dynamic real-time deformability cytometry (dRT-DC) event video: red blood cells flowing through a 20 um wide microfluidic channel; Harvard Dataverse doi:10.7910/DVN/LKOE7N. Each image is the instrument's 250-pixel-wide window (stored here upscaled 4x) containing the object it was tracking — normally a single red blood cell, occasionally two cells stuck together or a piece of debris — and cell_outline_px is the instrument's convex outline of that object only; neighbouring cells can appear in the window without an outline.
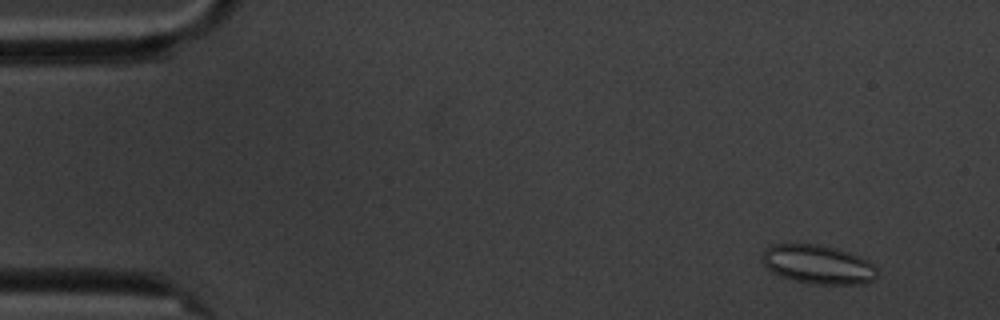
{"species": "common noctule bat (a hibernating species)", "species_latin": "Nyctalus noctula", "temperature_condition": "cold", "stored_images_in_passage": 9, "camera_frame_rate_fps": 3000, "um_per_image_px": 0.085, "animal": {"sex": "male", "body_mass_g": 20.1, "forearm_length_mm": 53.5}, "frame": {"image": 1, "passage_image": 2, "time_ms": 1.0, "image_size_px": [1000, 320], "cell_outline_px": [[880, 276], [864, 284], [812, 284], [792, 280], [780, 276], [772, 272], [764, 264], [760, 256], [764, 248], [772, 244], [816, 244], [836, 248], [860, 256], [868, 260], [880, 268]], "centroid_in_image_um": [69.57, 22.48], "position_along_channel_um": 15.4, "area_um2": 26.65}}
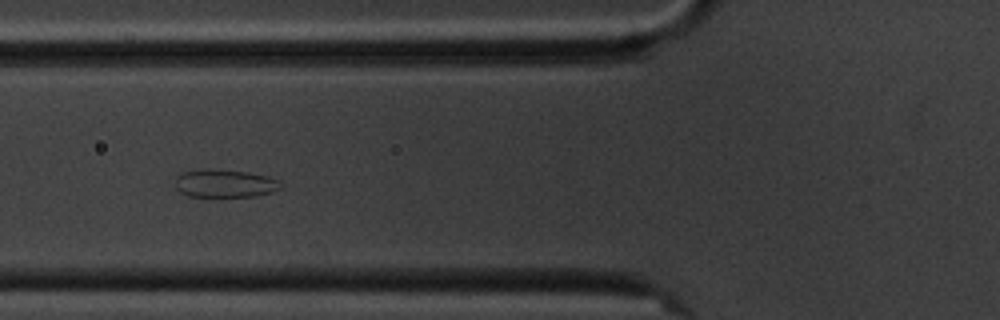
{"frame": {"image": 2, "passage_image": 6, "time_ms": 6.667, "image_size_px": [1000, 320], "cell_outline_px": [[280, 188], [272, 192], [252, 196], [188, 196], [180, 192], [176, 188], [176, 176], [180, 172], [212, 168], [248, 172], [268, 176], [280, 180]], "centroid_in_image_um": [19.09, 15.57], "position_along_channel_um": 106.7, "area_um2": 17.22}}
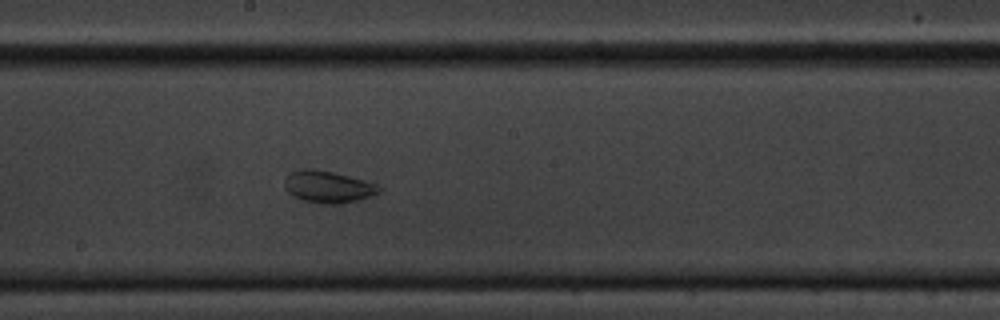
{"frame": {"image": 3, "passage_image": 9, "time_ms": 10.0, "image_size_px": [1000, 320], "cell_outline_px": [[384, 188], [380, 192], [356, 200], [340, 204], [324, 204], [304, 200], [292, 196], [284, 188], [284, 180], [288, 172], [300, 168], [316, 168], [348, 176], [376, 184]], "centroid_in_image_um": [27.82, 15.86], "position_along_channel_um": 220.4, "area_um2": 17.69}}